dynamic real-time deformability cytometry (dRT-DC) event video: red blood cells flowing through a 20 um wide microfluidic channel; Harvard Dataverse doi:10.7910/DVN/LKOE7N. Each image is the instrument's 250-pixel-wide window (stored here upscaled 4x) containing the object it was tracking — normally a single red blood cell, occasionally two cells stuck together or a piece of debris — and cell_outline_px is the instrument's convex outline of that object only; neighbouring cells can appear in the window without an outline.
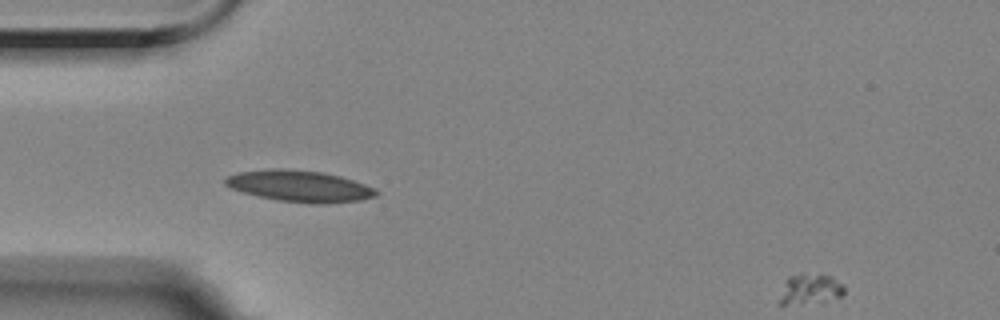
{"species": "Egyptian fruit bat (a non-hibernating species)", "species_latin": "Rousettus aegyptiacus", "temperature_condition": "room temperature", "stored_images_in_passage": 6, "segment_of_instrument_passage": [2, 2], "camera_frame_rate_fps": 3000, "um_per_image_px": 0.085, "animal": {"sex": "female"}, "frame": {"image": 1, "passage_image": 6, "time_ms": 1.667, "image_size_px": [1000, 320], "cell_outline_px": [[844, 292], [840, 296], [824, 304], [776, 304], [788, 276], [828, 276], [840, 284], [844, 288]], "centroid_in_image_um": [68.83, 24.68], "position_along_channel_um": 16.2, "area_um2": 11.16}}